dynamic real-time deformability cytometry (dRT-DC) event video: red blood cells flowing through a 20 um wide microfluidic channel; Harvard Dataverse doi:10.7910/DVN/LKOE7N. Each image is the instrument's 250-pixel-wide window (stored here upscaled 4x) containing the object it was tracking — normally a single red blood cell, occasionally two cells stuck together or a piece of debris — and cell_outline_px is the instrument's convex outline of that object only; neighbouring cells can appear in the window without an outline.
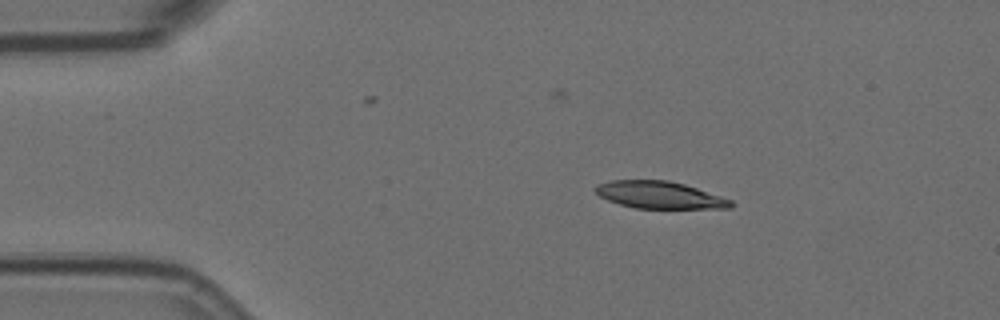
{"species": "Egyptian fruit bat (a non-hibernating species)", "species_latin": "Rousettus aegyptiacus", "temperature_condition": "room temperature", "stored_images_in_passage": 4, "camera_frame_rate_fps": 3000, "um_per_image_px": 0.085, "animal": {"sex": "female"}, "frame": {"image": 1, "passage_image": 2, "time_ms": 0.333, "image_size_px": [1000, 320], "cell_outline_px": [[736, 204], [732, 208], [636, 208], [620, 204], [608, 200], [600, 196], [596, 192], [596, 188], [600, 184], [612, 180], [668, 180], [684, 184], [732, 200]], "centroid_in_image_um": [56.11, 16.58], "position_along_channel_um": 28.9, "area_um2": 21.15}}
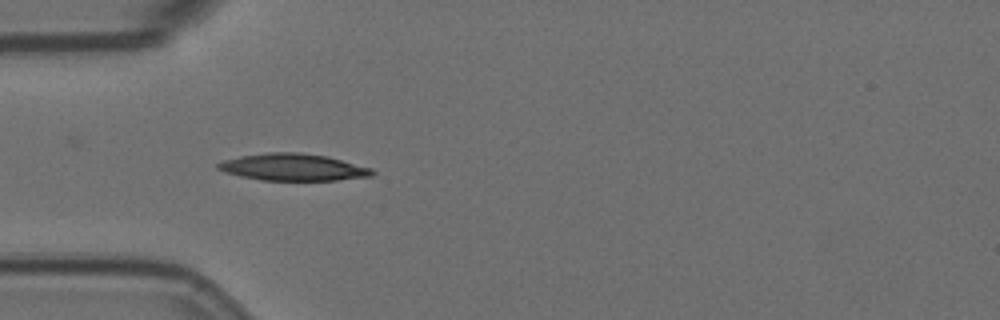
{"frame": {"image": 2, "passage_image": 4, "time_ms": 1.0, "image_size_px": [1000, 320], "cell_outline_px": [[376, 172], [372, 176], [336, 180], [260, 180], [240, 176], [224, 172], [216, 168], [216, 164], [224, 160], [240, 156], [268, 152], [300, 152], [328, 156], [372, 168]], "centroid_in_image_um": [24.91, 14.21], "position_along_channel_um": 60.1, "area_um2": 24.33}}